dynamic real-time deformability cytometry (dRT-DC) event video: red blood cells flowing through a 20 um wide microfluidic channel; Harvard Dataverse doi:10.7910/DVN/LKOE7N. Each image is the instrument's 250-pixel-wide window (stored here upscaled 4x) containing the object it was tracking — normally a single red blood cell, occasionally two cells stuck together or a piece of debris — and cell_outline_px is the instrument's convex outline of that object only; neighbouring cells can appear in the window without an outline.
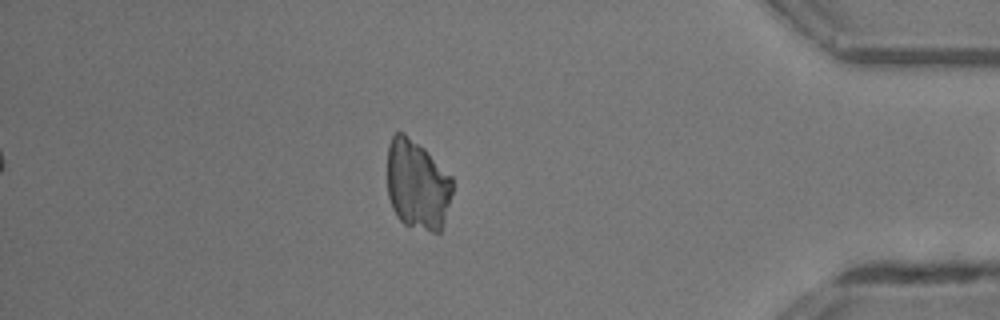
{"species": "common noctule bat (a hibernating species)", "species_latin": "Nyctalus noctula", "temperature_condition": "room temperature", "stored_images_in_passage": 35, "camera_frame_rate_fps": 3000, "um_per_image_px": 0.085, "animal": {"sex": "male", "body_mass_g": 13.3}, "frame": {"image": 1, "passage_image": 34, "time_ms": 11.0, "image_size_px": [1000, 320], "cell_outline_px": [[452, 192], [444, 220], [440, 232], [432, 232], [404, 224], [396, 216], [392, 208], [388, 196], [388, 144], [392, 136], [396, 132], [404, 132], [424, 148], [452, 176]], "centroid_in_image_um": [35.46, 15.69], "position_along_channel_um": 399.7, "area_um2": 34.1}}